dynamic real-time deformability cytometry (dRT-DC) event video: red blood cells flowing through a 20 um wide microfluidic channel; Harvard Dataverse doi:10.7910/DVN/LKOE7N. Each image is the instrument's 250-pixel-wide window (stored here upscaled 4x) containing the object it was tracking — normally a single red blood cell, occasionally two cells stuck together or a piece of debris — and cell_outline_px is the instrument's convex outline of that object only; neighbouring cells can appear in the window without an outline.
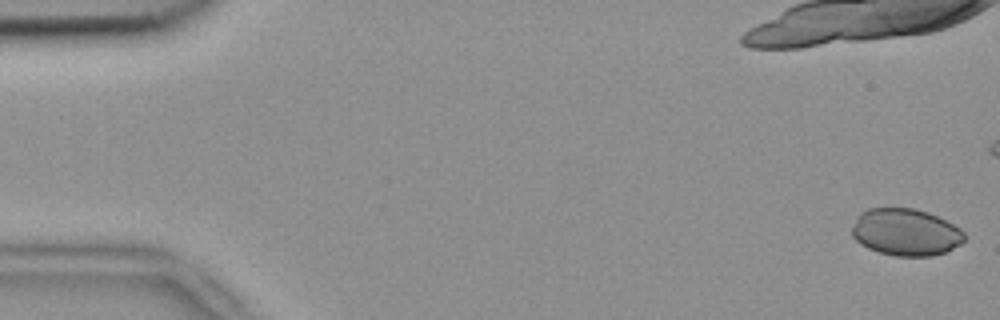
{"species": "common noctule bat (a hibernating species)", "species_latin": "Nyctalus noctula", "temperature_condition": "room temperature", "stored_images_in_passage": 22, "camera_frame_rate_fps": 3000, "um_per_image_px": 0.085, "animal": {"sex": "female", "body_mass_g": 18.4}, "frame": {"image": 1, "passage_image": 1, "time_ms": 0.0, "image_size_px": [1000, 320], "cell_outline_px": [[964, 240], [960, 244], [948, 252], [932, 256], [896, 256], [880, 252], [868, 248], [860, 244], [852, 236], [852, 228], [860, 212], [868, 208], [916, 208], [928, 212], [960, 228], [964, 232]], "centroid_in_image_um": [76.99, 19.74], "position_along_channel_um": 8.0, "area_um2": 30.87}}